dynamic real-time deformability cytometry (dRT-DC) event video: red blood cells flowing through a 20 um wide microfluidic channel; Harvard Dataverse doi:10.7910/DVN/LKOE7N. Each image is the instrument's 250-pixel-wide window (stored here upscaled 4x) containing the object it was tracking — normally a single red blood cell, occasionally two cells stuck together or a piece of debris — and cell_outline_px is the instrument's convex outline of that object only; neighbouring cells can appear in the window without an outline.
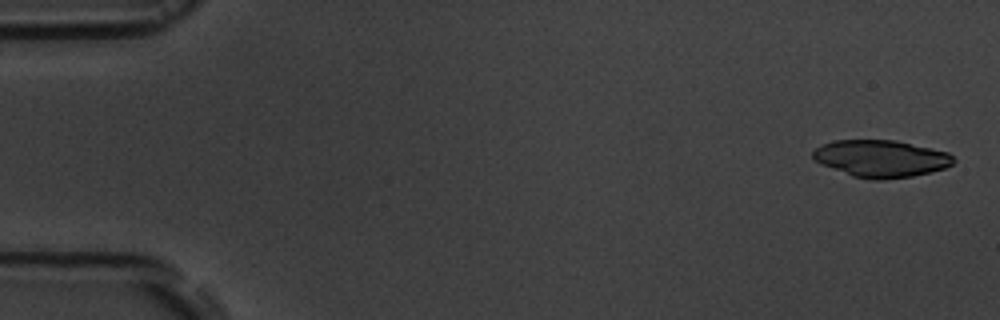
{"species": "common noctule bat (a hibernating species)", "species_latin": "Nyctalus noctula", "temperature_condition": "room temperature", "stored_images_in_passage": 5, "camera_frame_rate_fps": 3000, "um_per_image_px": 0.085, "animal": {"sex": "male", "body_mass_g": 19.5, "forearm_length_mm": 54.6}, "frame": {"image": 1, "passage_image": 1, "time_ms": 0.0, "image_size_px": [1000, 320], "cell_outline_px": [[956, 160], [952, 164], [944, 168], [932, 172], [912, 176], [884, 180], [872, 180], [852, 176], [820, 164], [812, 156], [812, 152], [820, 144], [832, 140], [896, 140], [948, 152]], "centroid_in_image_um": [74.87, 13.48], "position_along_channel_um": 10.1, "area_um2": 30.58}}